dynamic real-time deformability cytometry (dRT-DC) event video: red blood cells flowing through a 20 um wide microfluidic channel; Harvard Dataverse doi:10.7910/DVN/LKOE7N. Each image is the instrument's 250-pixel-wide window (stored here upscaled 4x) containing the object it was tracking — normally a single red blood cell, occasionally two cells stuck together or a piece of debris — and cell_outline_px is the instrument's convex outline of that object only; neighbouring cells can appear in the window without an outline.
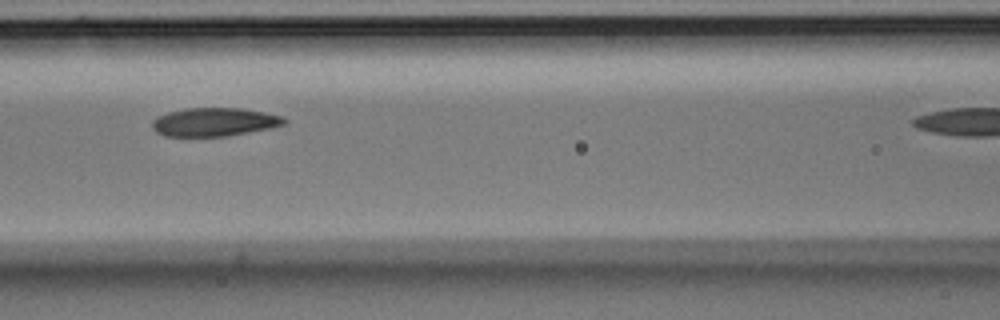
{"species": "Egyptian fruit bat (a non-hibernating species)", "species_latin": "Rousettus aegyptiacus", "temperature_condition": "room temperature", "stored_images_in_passage": 10, "camera_frame_rate_fps": 3000, "um_per_image_px": 0.085, "animal": {"sex": "male"}, "frame": {"image": 1, "passage_image": 6, "time_ms": 1.667, "image_size_px": [1000, 320], "cell_outline_px": [[288, 120], [284, 124], [268, 128], [228, 136], [164, 136], [156, 132], [152, 128], [152, 120], [156, 116], [168, 112], [188, 108], [244, 108], [264, 112], [280, 116]], "centroid_in_image_um": [18.17, 10.36], "position_along_channel_um": 148.4, "area_um2": 21.85}}
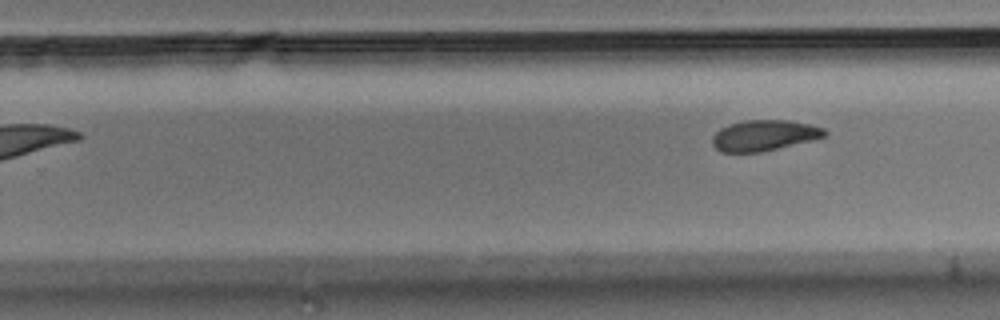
{"frame": {"image": 2, "passage_image": 10, "time_ms": 3.0, "image_size_px": [1000, 320], "cell_outline_px": [[828, 136], [812, 140], [760, 152], [720, 152], [712, 144], [712, 136], [720, 128], [728, 124], [744, 120], [792, 120], [824, 128], [828, 132]], "centroid_in_image_um": [64.95, 11.5], "position_along_channel_um": 264.8, "area_um2": 20.23}}